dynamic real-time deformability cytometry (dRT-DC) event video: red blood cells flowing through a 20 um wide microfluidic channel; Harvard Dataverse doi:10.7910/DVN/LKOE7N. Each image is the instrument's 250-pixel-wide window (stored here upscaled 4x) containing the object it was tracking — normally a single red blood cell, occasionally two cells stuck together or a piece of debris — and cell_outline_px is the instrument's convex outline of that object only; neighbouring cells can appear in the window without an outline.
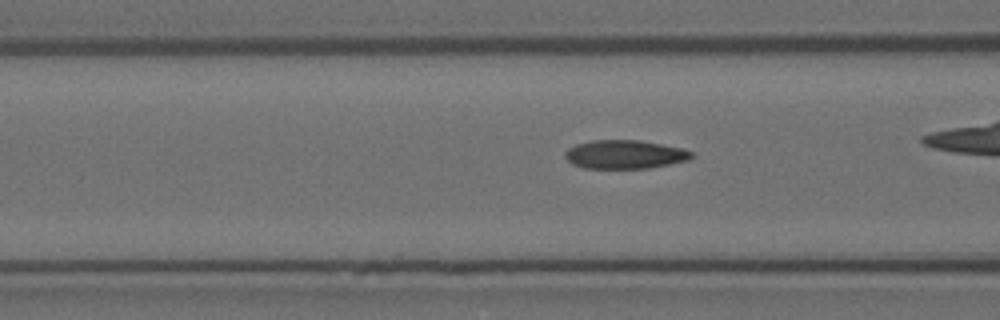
{"species": "Egyptian fruit bat (a non-hibernating species)", "species_latin": "Rousettus aegyptiacus", "temperature_condition": "room temperature", "stored_images_in_passage": 41, "camera_frame_rate_fps": 3000, "um_per_image_px": 0.085, "animal": {"sex": "female"}, "frame": {"image": 1, "passage_image": 18, "time_ms": 5.667, "image_size_px": [1000, 320], "cell_outline_px": [[692, 156], [688, 160], [648, 168], [584, 168], [572, 164], [564, 156], [564, 152], [568, 148], [576, 144], [592, 140], [640, 140], [680, 148], [692, 152]], "centroid_in_image_um": [53.05, 13.12], "position_along_channel_um": 113.6, "area_um2": 20.92}}